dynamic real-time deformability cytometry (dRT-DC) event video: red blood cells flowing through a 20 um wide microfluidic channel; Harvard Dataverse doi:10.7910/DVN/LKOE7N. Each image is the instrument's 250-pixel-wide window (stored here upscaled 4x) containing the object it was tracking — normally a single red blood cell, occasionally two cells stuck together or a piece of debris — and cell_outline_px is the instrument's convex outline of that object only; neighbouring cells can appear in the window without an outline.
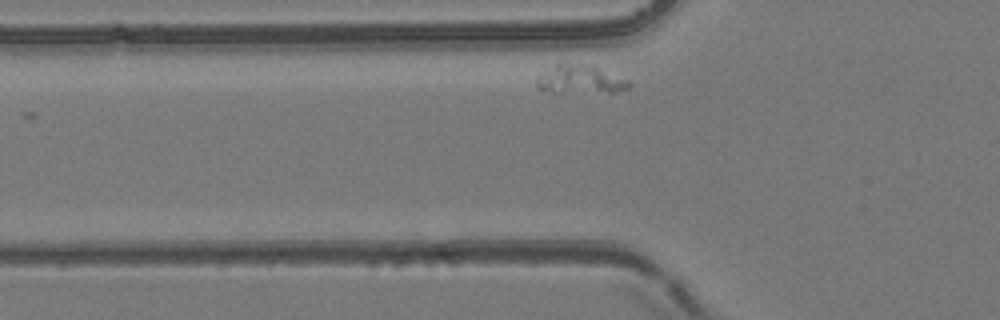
{"species": "common noctule bat (a hibernating species)", "species_latin": "Nyctalus noctula", "temperature_condition": "room temperature", "stored_images_in_passage": 31, "camera_frame_rate_fps": 3000, "um_per_image_px": 0.085, "animal": {"sex": "female", "body_mass_g": 24.6, "forearm_length_mm": 56.2}, "frame": {"image": 1, "passage_image": 2, "time_ms": 0.333, "image_size_px": [1000, 320], "cell_outline_px": [[632, 84], [628, 88], [612, 92], [552, 92], [536, 88], [536, 80], [540, 76], [560, 60], [564, 60], [592, 64], [628, 80]], "centroid_in_image_um": [49.3, 6.7], "position_along_channel_um": 76.5, "area_um2": 15.72}}
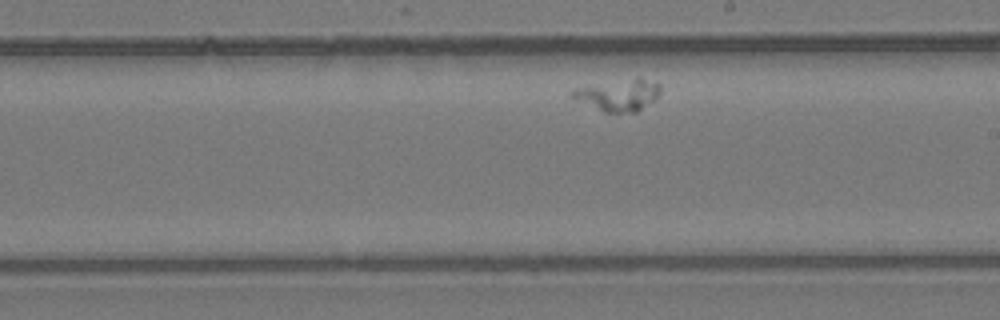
{"frame": {"image": 2, "passage_image": 17, "time_ms": 5.333, "image_size_px": [1000, 320], "cell_outline_px": [[660, 92], [652, 100], [636, 112], [604, 112], [568, 96], [568, 92], [572, 88], [636, 76], [640, 76], [660, 84]], "centroid_in_image_um": [52.51, 8.03], "position_along_channel_um": 236.5, "area_um2": 16.47}}
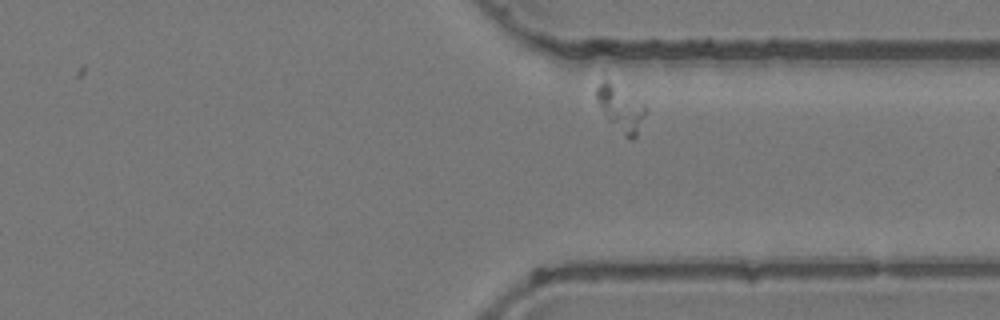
{"frame": {"image": 3, "passage_image": 28, "time_ms": 9.0, "image_size_px": [1000, 320], "cell_outline_px": [[648, 112], [636, 136], [632, 140], [628, 140], [604, 116], [596, 100], [596, 88], [600, 68], [604, 64], [608, 64], [644, 104]], "centroid_in_image_um": [52.66, 8.77], "position_along_channel_um": 358.7, "area_um2": 16.24}}